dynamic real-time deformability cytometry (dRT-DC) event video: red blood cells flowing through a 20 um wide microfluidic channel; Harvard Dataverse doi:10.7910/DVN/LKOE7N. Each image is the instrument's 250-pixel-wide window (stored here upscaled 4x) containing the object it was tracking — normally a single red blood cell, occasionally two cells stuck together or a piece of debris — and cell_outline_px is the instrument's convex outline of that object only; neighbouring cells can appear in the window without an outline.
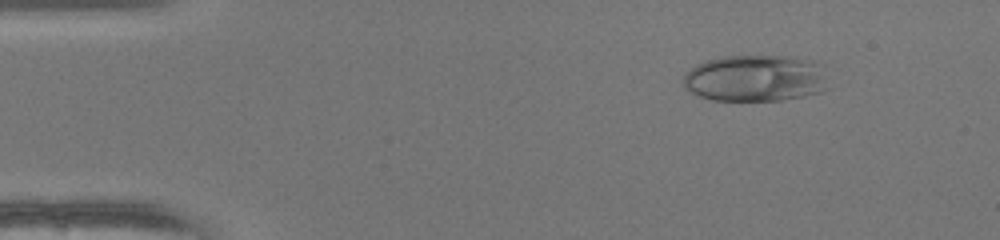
{"species": "human", "species_latin": "Homo sapiens", "temperature_condition": "warm", "stored_images_in_passage": 49, "camera_frame_rate_fps": 3000, "um_per_image_px": 0.085, "donor": {"sex": "female"}, "frame": {"image": 1, "passage_image": 6, "time_ms": 1.667, "image_size_px": [1000, 240], "cell_outline_px": [[832, 88], [824, 92], [804, 96], [780, 100], [712, 100], [688, 92], [684, 88], [684, 76], [696, 64], [720, 56], [788, 56], [812, 60], [824, 64]], "centroid_in_image_um": [64.33, 6.65], "position_along_channel_um": 20.7, "area_um2": 40.34}}
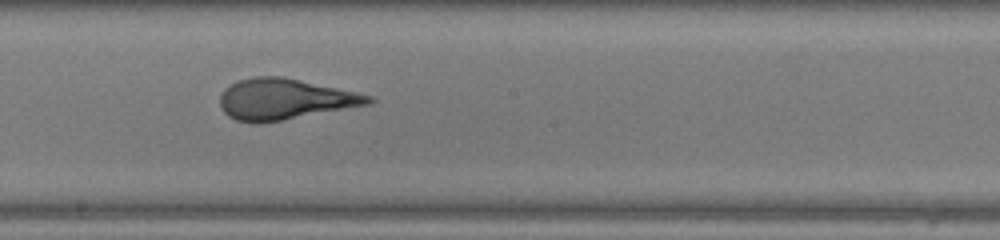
{"frame": {"image": 2, "passage_image": 27, "time_ms": 8.667, "image_size_px": [1000, 240], "cell_outline_px": [[376, 100], [372, 104], [280, 120], [256, 124], [236, 120], [228, 116], [220, 108], [220, 96], [224, 88], [236, 80], [252, 76], [280, 76], [356, 92], [372, 96]], "centroid_in_image_um": [24.16, 8.43], "position_along_channel_um": 224.0, "area_um2": 35.32}}
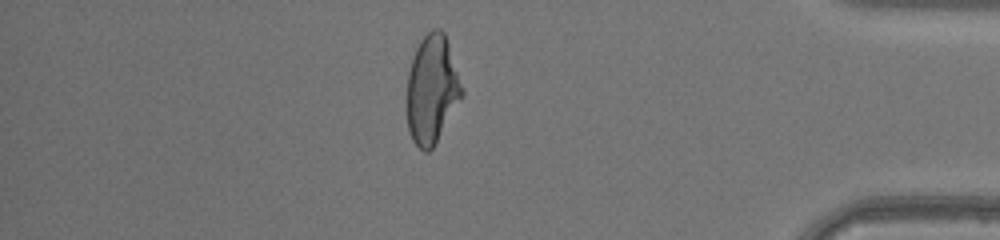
{"frame": {"image": 3, "passage_image": 42, "time_ms": 13.667, "image_size_px": [1000, 240], "cell_outline_px": [[464, 96], [432, 148], [428, 152], [424, 152], [412, 140], [408, 128], [408, 72], [416, 48], [420, 40], [432, 28], [440, 28], [444, 32], [464, 88]], "centroid_in_image_um": [36.75, 7.59], "position_along_channel_um": 398.5, "area_um2": 34.62}, "authors_computed_cell_mechanics": {"area_um2": 35.8938, "velocity_mm_per_s": 4.2405, "shape_relaxation_time_tau1_ms": 9.7039, "shape_relaxation_time_tau2_ms": null, "deformation_change_tau1": 0.3692, "deformation_change_tau2": null}}